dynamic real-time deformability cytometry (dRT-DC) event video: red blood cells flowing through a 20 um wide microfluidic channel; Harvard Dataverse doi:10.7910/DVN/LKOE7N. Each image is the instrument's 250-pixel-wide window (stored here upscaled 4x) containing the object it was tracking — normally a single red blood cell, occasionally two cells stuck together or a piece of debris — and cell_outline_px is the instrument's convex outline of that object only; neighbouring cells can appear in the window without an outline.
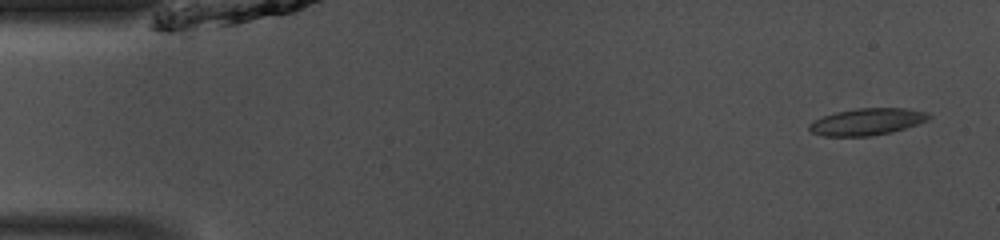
{"species": "common noctule bat (a hibernating species)", "species_latin": "Nyctalus noctula", "temperature_condition": "room temperature", "stored_images_in_passage": 48, "camera_frame_rate_fps": 3000, "um_per_image_px": 0.085, "animal": {"sex": "male", "body_mass_g": 13.0, "forearm_length_mm": 53.1}, "frame": {"image": 1, "passage_image": 3, "time_ms": 0.667, "image_size_px": [1000, 240], "cell_outline_px": [[932, 116], [928, 120], [892, 132], [872, 136], [824, 136], [812, 132], [808, 128], [808, 124], [824, 116], [836, 112], [856, 108], [908, 108], [928, 112]], "centroid_in_image_um": [73.73, 10.34], "position_along_channel_um": 11.3, "area_um2": 18.67}}
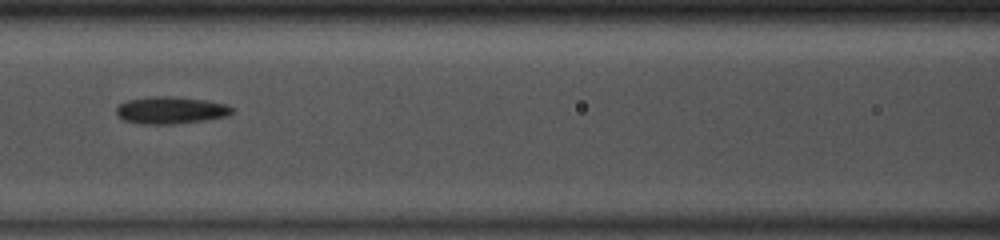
{"frame": {"image": 2, "passage_image": 21, "time_ms": 6.667, "image_size_px": [1000, 240], "cell_outline_px": [[236, 112], [228, 116], [204, 120], [176, 124], [140, 124], [124, 120], [116, 116], [116, 108], [120, 104], [128, 100], [156, 96], [172, 96], [204, 100], [228, 104], [236, 108]], "centroid_in_image_um": [14.57, 9.38], "position_along_channel_um": 152.0, "area_um2": 18.55}}
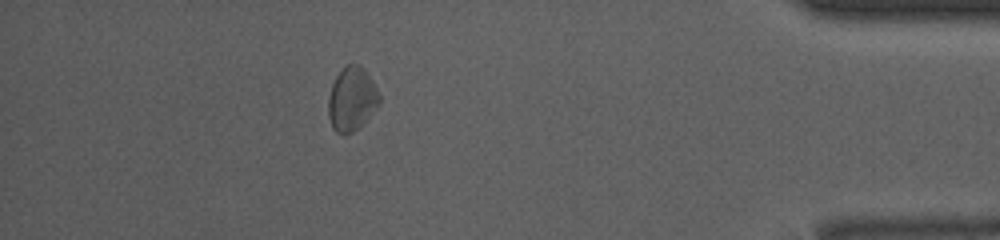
{"frame": {"image": 3, "passage_image": 43, "time_ms": 14.0, "image_size_px": [1000, 240], "cell_outline_px": [[380, 104], [352, 132], [344, 136], [336, 132], [332, 128], [328, 116], [328, 96], [332, 84], [336, 76], [348, 64], [360, 64], [364, 68], [380, 92]], "centroid_in_image_um": [29.89, 8.41], "position_along_channel_um": 405.3, "area_um2": 18.96}, "authors_computed_cell_mechanics": {"area_um2": 18.0914, "velocity_mm_per_s": 4.0871, "shape_relaxation_time_tau1_ms": 1.7035, "shape_relaxation_time_tau2_ms": 8.5141, "deformation_change_tau1": 0.0603, "deformation_change_tau2": 0.1848}}